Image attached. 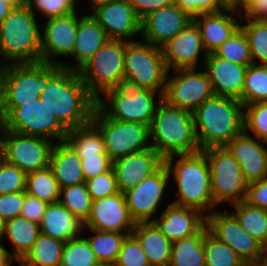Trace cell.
<instances>
[{
	"label": "cell",
	"mask_w": 267,
	"mask_h": 266,
	"mask_svg": "<svg viewBox=\"0 0 267 266\" xmlns=\"http://www.w3.org/2000/svg\"><path fill=\"white\" fill-rule=\"evenodd\" d=\"M173 76L166 78L163 100L168 104L193 113L214 93L207 72L197 69L172 70Z\"/></svg>",
	"instance_id": "obj_14"
},
{
	"label": "cell",
	"mask_w": 267,
	"mask_h": 266,
	"mask_svg": "<svg viewBox=\"0 0 267 266\" xmlns=\"http://www.w3.org/2000/svg\"><path fill=\"white\" fill-rule=\"evenodd\" d=\"M210 167L212 195L215 207L223 202L232 205L244 201L248 183L240 164L226 147H212L203 150Z\"/></svg>",
	"instance_id": "obj_10"
},
{
	"label": "cell",
	"mask_w": 267,
	"mask_h": 266,
	"mask_svg": "<svg viewBox=\"0 0 267 266\" xmlns=\"http://www.w3.org/2000/svg\"><path fill=\"white\" fill-rule=\"evenodd\" d=\"M13 259L11 253L1 244L0 239V266H13Z\"/></svg>",
	"instance_id": "obj_57"
},
{
	"label": "cell",
	"mask_w": 267,
	"mask_h": 266,
	"mask_svg": "<svg viewBox=\"0 0 267 266\" xmlns=\"http://www.w3.org/2000/svg\"><path fill=\"white\" fill-rule=\"evenodd\" d=\"M27 174L0 158V195L25 191Z\"/></svg>",
	"instance_id": "obj_47"
},
{
	"label": "cell",
	"mask_w": 267,
	"mask_h": 266,
	"mask_svg": "<svg viewBox=\"0 0 267 266\" xmlns=\"http://www.w3.org/2000/svg\"><path fill=\"white\" fill-rule=\"evenodd\" d=\"M161 51L169 72L171 69L198 68V59L202 52H204V66L205 59L208 55L201 38L199 27L194 21L162 46Z\"/></svg>",
	"instance_id": "obj_21"
},
{
	"label": "cell",
	"mask_w": 267,
	"mask_h": 266,
	"mask_svg": "<svg viewBox=\"0 0 267 266\" xmlns=\"http://www.w3.org/2000/svg\"><path fill=\"white\" fill-rule=\"evenodd\" d=\"M14 7L3 0H0V23L10 14Z\"/></svg>",
	"instance_id": "obj_58"
},
{
	"label": "cell",
	"mask_w": 267,
	"mask_h": 266,
	"mask_svg": "<svg viewBox=\"0 0 267 266\" xmlns=\"http://www.w3.org/2000/svg\"><path fill=\"white\" fill-rule=\"evenodd\" d=\"M208 231L229 245L246 265H260L264 247L251 237L232 213L213 211L206 216Z\"/></svg>",
	"instance_id": "obj_15"
},
{
	"label": "cell",
	"mask_w": 267,
	"mask_h": 266,
	"mask_svg": "<svg viewBox=\"0 0 267 266\" xmlns=\"http://www.w3.org/2000/svg\"><path fill=\"white\" fill-rule=\"evenodd\" d=\"M77 2L78 0H25L33 14L34 10H37L36 12L47 19L73 13L76 11Z\"/></svg>",
	"instance_id": "obj_45"
},
{
	"label": "cell",
	"mask_w": 267,
	"mask_h": 266,
	"mask_svg": "<svg viewBox=\"0 0 267 266\" xmlns=\"http://www.w3.org/2000/svg\"><path fill=\"white\" fill-rule=\"evenodd\" d=\"M48 205V203L25 192L20 216L39 225Z\"/></svg>",
	"instance_id": "obj_52"
},
{
	"label": "cell",
	"mask_w": 267,
	"mask_h": 266,
	"mask_svg": "<svg viewBox=\"0 0 267 266\" xmlns=\"http://www.w3.org/2000/svg\"><path fill=\"white\" fill-rule=\"evenodd\" d=\"M132 234L141 244L150 266H169L172 242L153 222L136 223Z\"/></svg>",
	"instance_id": "obj_30"
},
{
	"label": "cell",
	"mask_w": 267,
	"mask_h": 266,
	"mask_svg": "<svg viewBox=\"0 0 267 266\" xmlns=\"http://www.w3.org/2000/svg\"><path fill=\"white\" fill-rule=\"evenodd\" d=\"M65 242L39 234L26 256L19 262L21 266H60Z\"/></svg>",
	"instance_id": "obj_35"
},
{
	"label": "cell",
	"mask_w": 267,
	"mask_h": 266,
	"mask_svg": "<svg viewBox=\"0 0 267 266\" xmlns=\"http://www.w3.org/2000/svg\"><path fill=\"white\" fill-rule=\"evenodd\" d=\"M4 2L10 3L14 8L20 7L25 4V0H3Z\"/></svg>",
	"instance_id": "obj_59"
},
{
	"label": "cell",
	"mask_w": 267,
	"mask_h": 266,
	"mask_svg": "<svg viewBox=\"0 0 267 266\" xmlns=\"http://www.w3.org/2000/svg\"><path fill=\"white\" fill-rule=\"evenodd\" d=\"M164 164V158L153 148L131 153L112 162L118 190L125 193Z\"/></svg>",
	"instance_id": "obj_22"
},
{
	"label": "cell",
	"mask_w": 267,
	"mask_h": 266,
	"mask_svg": "<svg viewBox=\"0 0 267 266\" xmlns=\"http://www.w3.org/2000/svg\"><path fill=\"white\" fill-rule=\"evenodd\" d=\"M25 192L48 204L60 199V188L49 166L27 174Z\"/></svg>",
	"instance_id": "obj_37"
},
{
	"label": "cell",
	"mask_w": 267,
	"mask_h": 266,
	"mask_svg": "<svg viewBox=\"0 0 267 266\" xmlns=\"http://www.w3.org/2000/svg\"><path fill=\"white\" fill-rule=\"evenodd\" d=\"M53 145L46 138L0 128V158L26 174L49 166Z\"/></svg>",
	"instance_id": "obj_13"
},
{
	"label": "cell",
	"mask_w": 267,
	"mask_h": 266,
	"mask_svg": "<svg viewBox=\"0 0 267 266\" xmlns=\"http://www.w3.org/2000/svg\"><path fill=\"white\" fill-rule=\"evenodd\" d=\"M80 19L77 11L65 16L47 19L44 29H41L42 62L61 64L62 61L59 62L56 57H67L73 53Z\"/></svg>",
	"instance_id": "obj_18"
},
{
	"label": "cell",
	"mask_w": 267,
	"mask_h": 266,
	"mask_svg": "<svg viewBox=\"0 0 267 266\" xmlns=\"http://www.w3.org/2000/svg\"><path fill=\"white\" fill-rule=\"evenodd\" d=\"M244 105L240 100L213 95L194 112V124L201 151L225 147L244 132Z\"/></svg>",
	"instance_id": "obj_2"
},
{
	"label": "cell",
	"mask_w": 267,
	"mask_h": 266,
	"mask_svg": "<svg viewBox=\"0 0 267 266\" xmlns=\"http://www.w3.org/2000/svg\"><path fill=\"white\" fill-rule=\"evenodd\" d=\"M101 265L94 254L86 237L81 235L65 242L60 266H99Z\"/></svg>",
	"instance_id": "obj_40"
},
{
	"label": "cell",
	"mask_w": 267,
	"mask_h": 266,
	"mask_svg": "<svg viewBox=\"0 0 267 266\" xmlns=\"http://www.w3.org/2000/svg\"><path fill=\"white\" fill-rule=\"evenodd\" d=\"M204 252L206 266H246L229 245L219 241L209 231L205 233Z\"/></svg>",
	"instance_id": "obj_41"
},
{
	"label": "cell",
	"mask_w": 267,
	"mask_h": 266,
	"mask_svg": "<svg viewBox=\"0 0 267 266\" xmlns=\"http://www.w3.org/2000/svg\"><path fill=\"white\" fill-rule=\"evenodd\" d=\"M158 102H156V96ZM104 99H96V107L107 117L125 122L151 126L163 95L149 89H135L126 85L105 91Z\"/></svg>",
	"instance_id": "obj_7"
},
{
	"label": "cell",
	"mask_w": 267,
	"mask_h": 266,
	"mask_svg": "<svg viewBox=\"0 0 267 266\" xmlns=\"http://www.w3.org/2000/svg\"><path fill=\"white\" fill-rule=\"evenodd\" d=\"M112 162L108 155L84 156L81 159V168L85 181L111 170Z\"/></svg>",
	"instance_id": "obj_51"
},
{
	"label": "cell",
	"mask_w": 267,
	"mask_h": 266,
	"mask_svg": "<svg viewBox=\"0 0 267 266\" xmlns=\"http://www.w3.org/2000/svg\"><path fill=\"white\" fill-rule=\"evenodd\" d=\"M125 53L126 41L110 39L78 70L95 99L101 96L99 92L124 85Z\"/></svg>",
	"instance_id": "obj_9"
},
{
	"label": "cell",
	"mask_w": 267,
	"mask_h": 266,
	"mask_svg": "<svg viewBox=\"0 0 267 266\" xmlns=\"http://www.w3.org/2000/svg\"><path fill=\"white\" fill-rule=\"evenodd\" d=\"M137 16L142 21L147 15L161 7L174 3V0H129Z\"/></svg>",
	"instance_id": "obj_54"
},
{
	"label": "cell",
	"mask_w": 267,
	"mask_h": 266,
	"mask_svg": "<svg viewBox=\"0 0 267 266\" xmlns=\"http://www.w3.org/2000/svg\"><path fill=\"white\" fill-rule=\"evenodd\" d=\"M234 13L241 15L227 8L221 12L202 13L193 17L208 54L213 53L240 28L241 24L233 17Z\"/></svg>",
	"instance_id": "obj_26"
},
{
	"label": "cell",
	"mask_w": 267,
	"mask_h": 266,
	"mask_svg": "<svg viewBox=\"0 0 267 266\" xmlns=\"http://www.w3.org/2000/svg\"><path fill=\"white\" fill-rule=\"evenodd\" d=\"M91 122L100 130L105 151L112 161L151 148L147 125L107 118L97 107Z\"/></svg>",
	"instance_id": "obj_11"
},
{
	"label": "cell",
	"mask_w": 267,
	"mask_h": 266,
	"mask_svg": "<svg viewBox=\"0 0 267 266\" xmlns=\"http://www.w3.org/2000/svg\"><path fill=\"white\" fill-rule=\"evenodd\" d=\"M167 73L161 48L137 40L126 41L124 85L164 95Z\"/></svg>",
	"instance_id": "obj_8"
},
{
	"label": "cell",
	"mask_w": 267,
	"mask_h": 266,
	"mask_svg": "<svg viewBox=\"0 0 267 266\" xmlns=\"http://www.w3.org/2000/svg\"><path fill=\"white\" fill-rule=\"evenodd\" d=\"M232 214L240 226L264 248H267V211L241 201L232 205Z\"/></svg>",
	"instance_id": "obj_34"
},
{
	"label": "cell",
	"mask_w": 267,
	"mask_h": 266,
	"mask_svg": "<svg viewBox=\"0 0 267 266\" xmlns=\"http://www.w3.org/2000/svg\"><path fill=\"white\" fill-rule=\"evenodd\" d=\"M5 130L25 135L38 136L50 141H65L69 131L55 113L39 98L16 106L2 121Z\"/></svg>",
	"instance_id": "obj_12"
},
{
	"label": "cell",
	"mask_w": 267,
	"mask_h": 266,
	"mask_svg": "<svg viewBox=\"0 0 267 266\" xmlns=\"http://www.w3.org/2000/svg\"><path fill=\"white\" fill-rule=\"evenodd\" d=\"M91 8L94 10L91 15L109 39L132 42L136 41L134 36H141V20L129 0H114Z\"/></svg>",
	"instance_id": "obj_17"
},
{
	"label": "cell",
	"mask_w": 267,
	"mask_h": 266,
	"mask_svg": "<svg viewBox=\"0 0 267 266\" xmlns=\"http://www.w3.org/2000/svg\"><path fill=\"white\" fill-rule=\"evenodd\" d=\"M48 86V63H12L0 67L1 121L16 107L40 98Z\"/></svg>",
	"instance_id": "obj_6"
},
{
	"label": "cell",
	"mask_w": 267,
	"mask_h": 266,
	"mask_svg": "<svg viewBox=\"0 0 267 266\" xmlns=\"http://www.w3.org/2000/svg\"><path fill=\"white\" fill-rule=\"evenodd\" d=\"M93 235L86 237L99 263L113 266L118 258L127 233L105 232L90 229Z\"/></svg>",
	"instance_id": "obj_36"
},
{
	"label": "cell",
	"mask_w": 267,
	"mask_h": 266,
	"mask_svg": "<svg viewBox=\"0 0 267 266\" xmlns=\"http://www.w3.org/2000/svg\"><path fill=\"white\" fill-rule=\"evenodd\" d=\"M135 222L132 220L124 194L98 199L92 202L91 212L84 223L83 233L88 229L105 232L132 234Z\"/></svg>",
	"instance_id": "obj_20"
},
{
	"label": "cell",
	"mask_w": 267,
	"mask_h": 266,
	"mask_svg": "<svg viewBox=\"0 0 267 266\" xmlns=\"http://www.w3.org/2000/svg\"><path fill=\"white\" fill-rule=\"evenodd\" d=\"M109 40L106 32L92 15L82 16L78 23L73 53L70 55L77 63L64 64L62 62L61 65L78 71Z\"/></svg>",
	"instance_id": "obj_27"
},
{
	"label": "cell",
	"mask_w": 267,
	"mask_h": 266,
	"mask_svg": "<svg viewBox=\"0 0 267 266\" xmlns=\"http://www.w3.org/2000/svg\"><path fill=\"white\" fill-rule=\"evenodd\" d=\"M150 145L164 159L200 152L193 113L161 100L149 127Z\"/></svg>",
	"instance_id": "obj_4"
},
{
	"label": "cell",
	"mask_w": 267,
	"mask_h": 266,
	"mask_svg": "<svg viewBox=\"0 0 267 266\" xmlns=\"http://www.w3.org/2000/svg\"><path fill=\"white\" fill-rule=\"evenodd\" d=\"M39 234L38 224L17 216L3 223L0 239L5 238V235L8 237L13 247L11 255L17 262H20L33 247Z\"/></svg>",
	"instance_id": "obj_31"
},
{
	"label": "cell",
	"mask_w": 267,
	"mask_h": 266,
	"mask_svg": "<svg viewBox=\"0 0 267 266\" xmlns=\"http://www.w3.org/2000/svg\"><path fill=\"white\" fill-rule=\"evenodd\" d=\"M86 185L93 201L119 193L113 169L87 180Z\"/></svg>",
	"instance_id": "obj_48"
},
{
	"label": "cell",
	"mask_w": 267,
	"mask_h": 266,
	"mask_svg": "<svg viewBox=\"0 0 267 266\" xmlns=\"http://www.w3.org/2000/svg\"><path fill=\"white\" fill-rule=\"evenodd\" d=\"M26 4L0 23V66L41 62V28Z\"/></svg>",
	"instance_id": "obj_5"
},
{
	"label": "cell",
	"mask_w": 267,
	"mask_h": 266,
	"mask_svg": "<svg viewBox=\"0 0 267 266\" xmlns=\"http://www.w3.org/2000/svg\"><path fill=\"white\" fill-rule=\"evenodd\" d=\"M153 223L171 242L197 234L206 225L200 211L170 203Z\"/></svg>",
	"instance_id": "obj_25"
},
{
	"label": "cell",
	"mask_w": 267,
	"mask_h": 266,
	"mask_svg": "<svg viewBox=\"0 0 267 266\" xmlns=\"http://www.w3.org/2000/svg\"><path fill=\"white\" fill-rule=\"evenodd\" d=\"M260 266H267V248L264 249Z\"/></svg>",
	"instance_id": "obj_61"
},
{
	"label": "cell",
	"mask_w": 267,
	"mask_h": 266,
	"mask_svg": "<svg viewBox=\"0 0 267 266\" xmlns=\"http://www.w3.org/2000/svg\"><path fill=\"white\" fill-rule=\"evenodd\" d=\"M2 226H3V223L0 221V238H1V235H2Z\"/></svg>",
	"instance_id": "obj_62"
},
{
	"label": "cell",
	"mask_w": 267,
	"mask_h": 266,
	"mask_svg": "<svg viewBox=\"0 0 267 266\" xmlns=\"http://www.w3.org/2000/svg\"><path fill=\"white\" fill-rule=\"evenodd\" d=\"M244 19L267 20V0H254L241 14L240 22Z\"/></svg>",
	"instance_id": "obj_55"
},
{
	"label": "cell",
	"mask_w": 267,
	"mask_h": 266,
	"mask_svg": "<svg viewBox=\"0 0 267 266\" xmlns=\"http://www.w3.org/2000/svg\"><path fill=\"white\" fill-rule=\"evenodd\" d=\"M49 167L60 189L86 183L81 168V158L66 141L58 143L55 141Z\"/></svg>",
	"instance_id": "obj_28"
},
{
	"label": "cell",
	"mask_w": 267,
	"mask_h": 266,
	"mask_svg": "<svg viewBox=\"0 0 267 266\" xmlns=\"http://www.w3.org/2000/svg\"><path fill=\"white\" fill-rule=\"evenodd\" d=\"M174 156L178 157L175 165H173ZM164 164L169 175L174 176L178 187L179 196L171 203L196 209L205 216L211 214L215 204L206 154L200 151L194 154L173 155L165 158ZM206 211L207 213H204Z\"/></svg>",
	"instance_id": "obj_3"
},
{
	"label": "cell",
	"mask_w": 267,
	"mask_h": 266,
	"mask_svg": "<svg viewBox=\"0 0 267 266\" xmlns=\"http://www.w3.org/2000/svg\"><path fill=\"white\" fill-rule=\"evenodd\" d=\"M65 141L75 150L78 156L108 155L100 130L90 122L87 125L70 129Z\"/></svg>",
	"instance_id": "obj_33"
},
{
	"label": "cell",
	"mask_w": 267,
	"mask_h": 266,
	"mask_svg": "<svg viewBox=\"0 0 267 266\" xmlns=\"http://www.w3.org/2000/svg\"><path fill=\"white\" fill-rule=\"evenodd\" d=\"M113 266H150L141 244L133 234L127 235L124 239Z\"/></svg>",
	"instance_id": "obj_46"
},
{
	"label": "cell",
	"mask_w": 267,
	"mask_h": 266,
	"mask_svg": "<svg viewBox=\"0 0 267 266\" xmlns=\"http://www.w3.org/2000/svg\"><path fill=\"white\" fill-rule=\"evenodd\" d=\"M234 63L249 66L253 64L250 54L248 39L241 28H239L229 39L213 52Z\"/></svg>",
	"instance_id": "obj_43"
},
{
	"label": "cell",
	"mask_w": 267,
	"mask_h": 266,
	"mask_svg": "<svg viewBox=\"0 0 267 266\" xmlns=\"http://www.w3.org/2000/svg\"><path fill=\"white\" fill-rule=\"evenodd\" d=\"M244 132L267 142V102L244 105Z\"/></svg>",
	"instance_id": "obj_44"
},
{
	"label": "cell",
	"mask_w": 267,
	"mask_h": 266,
	"mask_svg": "<svg viewBox=\"0 0 267 266\" xmlns=\"http://www.w3.org/2000/svg\"><path fill=\"white\" fill-rule=\"evenodd\" d=\"M240 101L243 105L267 102V65L250 64L247 66Z\"/></svg>",
	"instance_id": "obj_38"
},
{
	"label": "cell",
	"mask_w": 267,
	"mask_h": 266,
	"mask_svg": "<svg viewBox=\"0 0 267 266\" xmlns=\"http://www.w3.org/2000/svg\"><path fill=\"white\" fill-rule=\"evenodd\" d=\"M25 191L0 195V221L20 216L24 201Z\"/></svg>",
	"instance_id": "obj_50"
},
{
	"label": "cell",
	"mask_w": 267,
	"mask_h": 266,
	"mask_svg": "<svg viewBox=\"0 0 267 266\" xmlns=\"http://www.w3.org/2000/svg\"><path fill=\"white\" fill-rule=\"evenodd\" d=\"M245 20L248 22L240 28L248 39L252 62L267 65V20Z\"/></svg>",
	"instance_id": "obj_42"
},
{
	"label": "cell",
	"mask_w": 267,
	"mask_h": 266,
	"mask_svg": "<svg viewBox=\"0 0 267 266\" xmlns=\"http://www.w3.org/2000/svg\"><path fill=\"white\" fill-rule=\"evenodd\" d=\"M245 201L267 211V177L248 184Z\"/></svg>",
	"instance_id": "obj_53"
},
{
	"label": "cell",
	"mask_w": 267,
	"mask_h": 266,
	"mask_svg": "<svg viewBox=\"0 0 267 266\" xmlns=\"http://www.w3.org/2000/svg\"><path fill=\"white\" fill-rule=\"evenodd\" d=\"M169 172L163 164L156 172L146 177L135 188L124 193L132 220L136 223L153 222L167 191ZM152 218V219H151Z\"/></svg>",
	"instance_id": "obj_16"
},
{
	"label": "cell",
	"mask_w": 267,
	"mask_h": 266,
	"mask_svg": "<svg viewBox=\"0 0 267 266\" xmlns=\"http://www.w3.org/2000/svg\"><path fill=\"white\" fill-rule=\"evenodd\" d=\"M40 99L68 130L89 124L96 107L78 71L61 64L48 63V86Z\"/></svg>",
	"instance_id": "obj_1"
},
{
	"label": "cell",
	"mask_w": 267,
	"mask_h": 266,
	"mask_svg": "<svg viewBox=\"0 0 267 266\" xmlns=\"http://www.w3.org/2000/svg\"><path fill=\"white\" fill-rule=\"evenodd\" d=\"M59 202L85 223L90 215L92 198L86 183L60 189Z\"/></svg>",
	"instance_id": "obj_39"
},
{
	"label": "cell",
	"mask_w": 267,
	"mask_h": 266,
	"mask_svg": "<svg viewBox=\"0 0 267 266\" xmlns=\"http://www.w3.org/2000/svg\"><path fill=\"white\" fill-rule=\"evenodd\" d=\"M39 227L40 233L67 242L83 234L84 223L58 201L48 205Z\"/></svg>",
	"instance_id": "obj_29"
},
{
	"label": "cell",
	"mask_w": 267,
	"mask_h": 266,
	"mask_svg": "<svg viewBox=\"0 0 267 266\" xmlns=\"http://www.w3.org/2000/svg\"><path fill=\"white\" fill-rule=\"evenodd\" d=\"M265 145L267 142L243 132L225 146L240 164L244 179L248 184L267 177Z\"/></svg>",
	"instance_id": "obj_23"
},
{
	"label": "cell",
	"mask_w": 267,
	"mask_h": 266,
	"mask_svg": "<svg viewBox=\"0 0 267 266\" xmlns=\"http://www.w3.org/2000/svg\"><path fill=\"white\" fill-rule=\"evenodd\" d=\"M205 225L197 234L172 242L169 266H206L205 265Z\"/></svg>",
	"instance_id": "obj_32"
},
{
	"label": "cell",
	"mask_w": 267,
	"mask_h": 266,
	"mask_svg": "<svg viewBox=\"0 0 267 266\" xmlns=\"http://www.w3.org/2000/svg\"><path fill=\"white\" fill-rule=\"evenodd\" d=\"M191 22L193 17L175 3L161 7L141 21V39L161 48Z\"/></svg>",
	"instance_id": "obj_19"
},
{
	"label": "cell",
	"mask_w": 267,
	"mask_h": 266,
	"mask_svg": "<svg viewBox=\"0 0 267 266\" xmlns=\"http://www.w3.org/2000/svg\"><path fill=\"white\" fill-rule=\"evenodd\" d=\"M114 0H89L88 4H90V6L92 7L95 4H101V3H105V2H111Z\"/></svg>",
	"instance_id": "obj_60"
},
{
	"label": "cell",
	"mask_w": 267,
	"mask_h": 266,
	"mask_svg": "<svg viewBox=\"0 0 267 266\" xmlns=\"http://www.w3.org/2000/svg\"><path fill=\"white\" fill-rule=\"evenodd\" d=\"M174 3L192 17L202 13H216L228 8L226 0H174Z\"/></svg>",
	"instance_id": "obj_49"
},
{
	"label": "cell",
	"mask_w": 267,
	"mask_h": 266,
	"mask_svg": "<svg viewBox=\"0 0 267 266\" xmlns=\"http://www.w3.org/2000/svg\"><path fill=\"white\" fill-rule=\"evenodd\" d=\"M228 8L242 14L254 0H226Z\"/></svg>",
	"instance_id": "obj_56"
},
{
	"label": "cell",
	"mask_w": 267,
	"mask_h": 266,
	"mask_svg": "<svg viewBox=\"0 0 267 266\" xmlns=\"http://www.w3.org/2000/svg\"><path fill=\"white\" fill-rule=\"evenodd\" d=\"M204 67L203 70L209 76L214 95L237 100L242 98L247 66L209 53L205 59Z\"/></svg>",
	"instance_id": "obj_24"
}]
</instances>
